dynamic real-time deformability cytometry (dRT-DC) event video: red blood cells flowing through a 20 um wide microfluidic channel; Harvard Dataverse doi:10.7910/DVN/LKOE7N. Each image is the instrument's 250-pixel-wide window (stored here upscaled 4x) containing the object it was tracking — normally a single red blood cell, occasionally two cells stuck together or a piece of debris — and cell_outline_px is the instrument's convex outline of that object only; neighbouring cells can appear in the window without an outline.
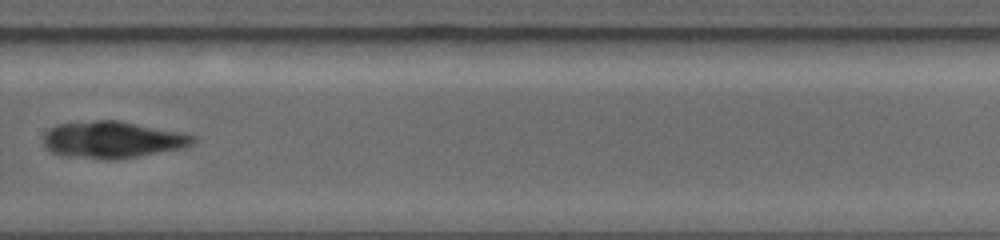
{"species": "common noctule bat (a hibernating species)", "species_latin": "Nyctalus noctula", "temperature_condition": "warm", "stored_images_in_passage": 8, "camera_frame_rate_fps": 5000, "um_per_image_px": 0.085, "animal": {"sex": "female", "body_mass_g": 19.0, "forearm_length_mm": 56.7}, "frame": {"image": 1, "passage_image": 8, "time_ms": 6.4, "image_size_px": [1000, 240], "cell_outline_px": [[196, 140], [192, 144], [180, 148], [136, 156], [104, 160], [68, 156], [52, 152], [44, 144], [44, 136], [56, 124], [96, 120], [120, 120], [184, 132], [196, 136]], "centroid_in_image_um": [9.59, 11.85], "position_along_channel_um": 320.2, "area_um2": 31.85}}